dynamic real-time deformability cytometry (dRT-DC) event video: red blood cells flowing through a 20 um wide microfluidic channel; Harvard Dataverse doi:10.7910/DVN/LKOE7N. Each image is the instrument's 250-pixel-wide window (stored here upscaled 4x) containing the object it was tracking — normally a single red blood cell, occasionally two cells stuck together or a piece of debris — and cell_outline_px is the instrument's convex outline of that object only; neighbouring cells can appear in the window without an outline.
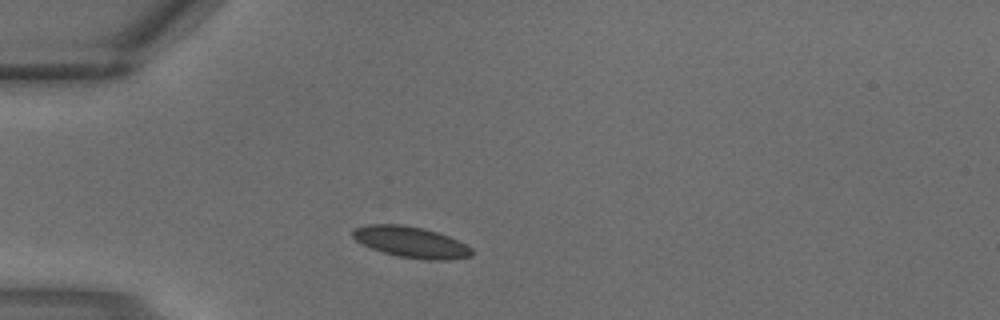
{"species": "common noctule bat (a hibernating species)", "species_latin": "Nyctalus noctula", "temperature_condition": "warm", "stored_images_in_passage": 1, "camera_frame_rate_fps": 3000, "um_per_image_px": 0.085, "animal": {"sex": "male", "body_mass_g": 18.8}, "frame": {"image": 1, "passage_image": 1, "time_ms": 0.0, "image_size_px": [1000, 320], "cell_outline_px": [[472, 256], [452, 260], [424, 260], [400, 256], [384, 252], [372, 248], [356, 240], [352, 236], [352, 232], [356, 228], [368, 224], [404, 224], [424, 228], [448, 236], [472, 248]], "centroid_in_image_um": [34.96, 20.58], "position_along_channel_um": 50.0, "area_um2": 21.39}}